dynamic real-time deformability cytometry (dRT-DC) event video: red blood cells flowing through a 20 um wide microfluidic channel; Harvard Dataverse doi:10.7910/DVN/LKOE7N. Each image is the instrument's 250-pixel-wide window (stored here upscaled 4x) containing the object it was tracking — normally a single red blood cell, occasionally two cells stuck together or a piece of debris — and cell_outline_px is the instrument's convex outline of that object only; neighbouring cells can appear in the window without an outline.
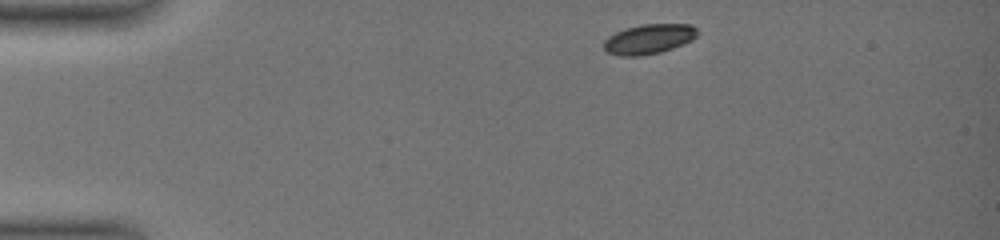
{"species": "common noctule bat (a hibernating species)", "species_latin": "Nyctalus noctula", "temperature_condition": "warm", "stored_images_in_passage": 40, "camera_frame_rate_fps": 3000, "um_per_image_px": 0.085, "animal": {"sex": "female", "body_mass_g": 19.0, "forearm_length_mm": 51.5}, "frame": {"image": 1, "passage_image": 1, "time_ms": 0.0, "image_size_px": [1000, 240], "cell_outline_px": [[700, 32], [692, 40], [672, 48], [660, 52], [640, 56], [620, 56], [608, 52], [604, 48], [604, 40], [608, 36], [616, 32], [628, 28], [644, 24], [692, 24]], "centroid_in_image_um": [55.18, 3.31], "position_along_channel_um": 29.8, "area_um2": 16.18}}
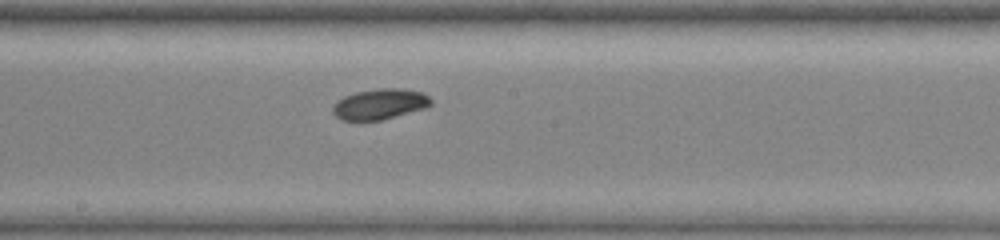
{"frame": {"image": 2, "passage_image": 21, "time_ms": 6.667, "image_size_px": [1000, 240], "cell_outline_px": [[432, 104], [428, 108], [380, 120], [340, 120], [332, 112], [332, 108], [336, 100], [344, 96], [356, 92], [380, 88], [400, 88], [424, 92], [432, 100]], "centroid_in_image_um": [32.3, 8.84], "position_along_channel_um": 215.9, "area_um2": 17.69}}
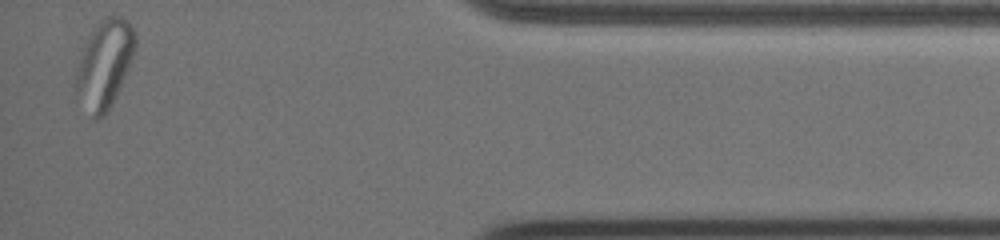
{"frame": {"image": 3, "passage_image": 40, "time_ms": 13.0, "image_size_px": [1000, 240], "cell_outline_px": [[136, 44], [128, 68], [112, 104], [108, 112], [100, 120], [92, 120], [76, 92], [76, 72], [84, 48], [96, 24], [104, 16], [120, 16], [128, 20], [136, 32]], "centroid_in_image_um": [8.9, 5.47], "position_along_channel_um": 426.3, "area_um2": 30.06}, "authors_computed_cell_mechanics": {"area_um2": 17.4556, "velocity_mm_per_s": 3.889, "shape_relaxation_time_tau1_ms": 3.0689, "shape_relaxation_time_tau2_ms": null, "deformation_change_tau1": 0.116, "deformation_change_tau2": null}}